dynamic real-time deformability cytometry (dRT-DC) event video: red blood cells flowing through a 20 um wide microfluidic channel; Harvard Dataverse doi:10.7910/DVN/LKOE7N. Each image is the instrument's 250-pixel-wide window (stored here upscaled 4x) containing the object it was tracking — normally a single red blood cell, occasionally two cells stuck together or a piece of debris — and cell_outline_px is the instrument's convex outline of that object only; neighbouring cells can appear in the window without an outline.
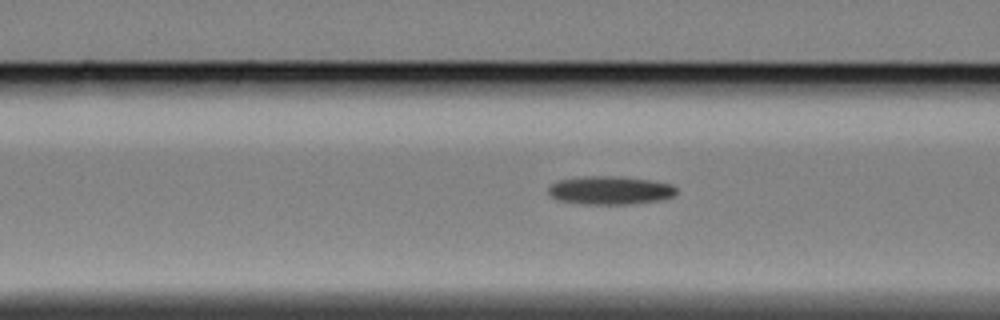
{"species": "Egyptian fruit bat (a non-hibernating species)", "species_latin": "Rousettus aegyptiacus", "temperature_condition": "cold", "stored_images_in_passage": 43, "camera_frame_rate_fps": 3000, "um_per_image_px": 0.085, "animal": {"sex": "female"}, "frame": {"image": 1, "passage_image": 19, "time_ms": 6.0, "image_size_px": [1000, 320], "cell_outline_px": [[676, 196], [664, 200], [632, 204], [580, 204], [556, 200], [548, 196], [548, 188], [552, 184], [560, 180], [584, 176], [616, 176], [652, 180], [672, 184], [676, 188]], "centroid_in_image_um": [51.88, 16.19], "position_along_channel_um": 114.7, "area_um2": 21.56}}
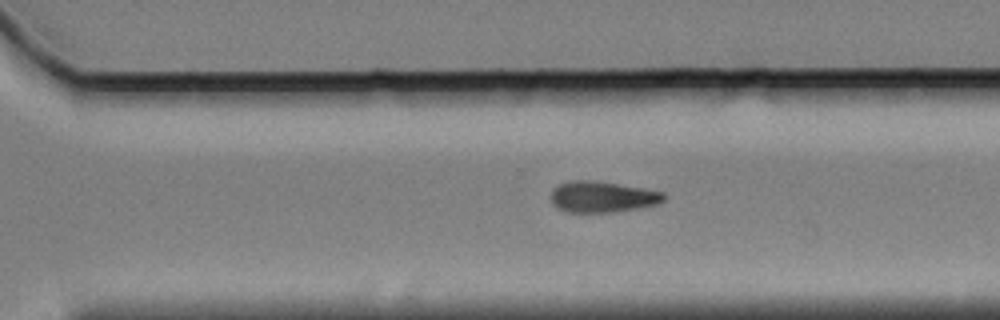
{"frame": {"image": 2, "passage_image": 37, "time_ms": 12.0, "image_size_px": [1000, 320], "cell_outline_px": [[664, 200], [660, 204], [640, 208], [616, 212], [568, 212], [556, 208], [552, 204], [552, 192], [560, 184], [572, 180], [592, 180], [644, 188], [664, 192]], "centroid_in_image_um": [51.23, 16.74], "position_along_channel_um": 319.4, "area_um2": 20.46}}